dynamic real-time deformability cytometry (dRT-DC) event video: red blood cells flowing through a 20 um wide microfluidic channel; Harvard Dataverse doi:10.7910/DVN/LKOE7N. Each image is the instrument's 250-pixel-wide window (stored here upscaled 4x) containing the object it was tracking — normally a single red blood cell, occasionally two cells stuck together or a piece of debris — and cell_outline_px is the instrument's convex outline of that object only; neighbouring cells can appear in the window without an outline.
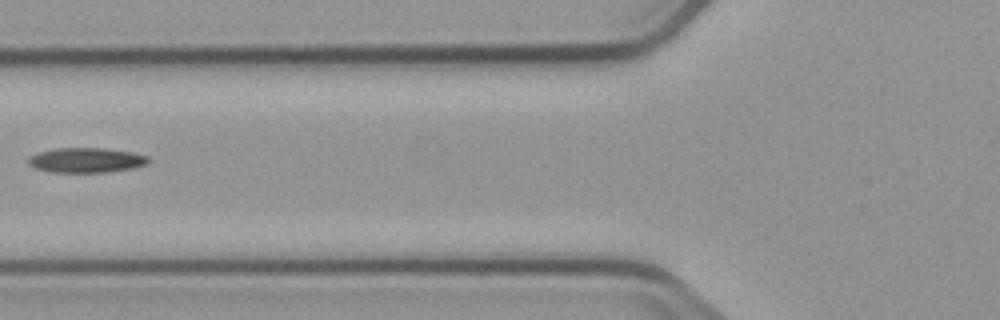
{"species": "common noctule bat (a hibernating species)", "species_latin": "Nyctalus noctula", "temperature_condition": "cold", "stored_images_in_passage": 6, "camera_frame_rate_fps": 3000, "um_per_image_px": 0.085, "animal": {"sex": "male", "body_mass_g": 23.1, "forearm_length_mm": 52.7}, "frame": {"image": 1, "passage_image": 6, "time_ms": 6.667, "image_size_px": [1000, 320], "cell_outline_px": [[148, 164], [132, 168], [108, 172], [52, 172], [32, 168], [28, 164], [28, 156], [36, 152], [56, 148], [104, 148], [132, 152], [148, 156]], "centroid_in_image_um": [7.27, 13.61], "position_along_channel_um": 118.5, "area_um2": 17.57}}